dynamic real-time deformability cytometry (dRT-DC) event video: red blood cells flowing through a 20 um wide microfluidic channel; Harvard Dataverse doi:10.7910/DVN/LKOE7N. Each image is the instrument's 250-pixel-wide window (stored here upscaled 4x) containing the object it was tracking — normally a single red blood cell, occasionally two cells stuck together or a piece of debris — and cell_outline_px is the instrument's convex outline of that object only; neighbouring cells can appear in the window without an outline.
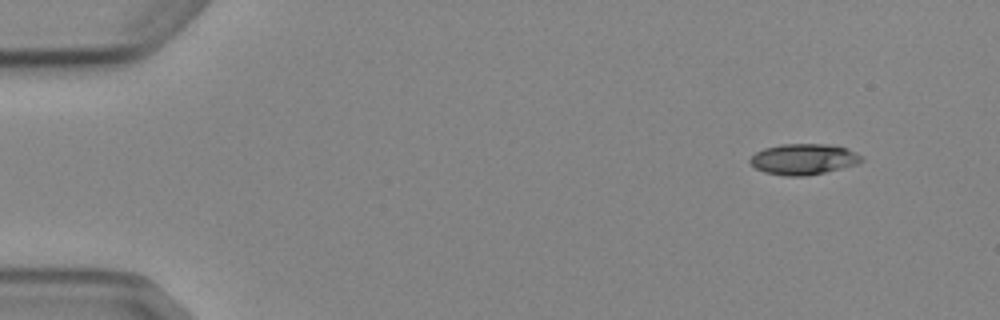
{"species": "Egyptian fruit bat (a non-hibernating species)", "species_latin": "Rousettus aegyptiacus", "temperature_condition": "cold", "stored_images_in_passage": 4, "camera_frame_rate_fps": 3000, "um_per_image_px": 0.085, "animal": {"sex": "female"}, "frame": {"image": 1, "passage_image": 1, "time_ms": 0.0, "image_size_px": [1000, 320], "cell_outline_px": [[864, 160], [856, 164], [824, 172], [804, 176], [784, 176], [764, 172], [756, 168], [748, 160], [756, 152], [764, 148], [780, 144], [828, 144], [844, 148], [864, 156]], "centroid_in_image_um": [68.28, 13.53], "position_along_channel_um": 16.7, "area_um2": 19.88}}
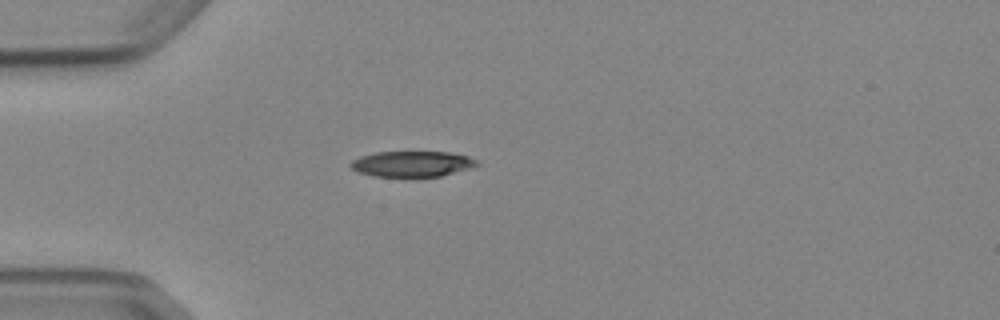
{"frame": {"image": 2, "passage_image": 4, "time_ms": 3.333, "image_size_px": [1000, 320], "cell_outline_px": [[480, 164], [472, 168], [440, 176], [372, 176], [360, 172], [352, 168], [348, 164], [352, 160], [360, 156], [376, 152], [448, 152], [468, 156], [476, 160]], "centroid_in_image_um": [35.03, 13.92], "position_along_channel_um": 50.0, "area_um2": 18.79}}